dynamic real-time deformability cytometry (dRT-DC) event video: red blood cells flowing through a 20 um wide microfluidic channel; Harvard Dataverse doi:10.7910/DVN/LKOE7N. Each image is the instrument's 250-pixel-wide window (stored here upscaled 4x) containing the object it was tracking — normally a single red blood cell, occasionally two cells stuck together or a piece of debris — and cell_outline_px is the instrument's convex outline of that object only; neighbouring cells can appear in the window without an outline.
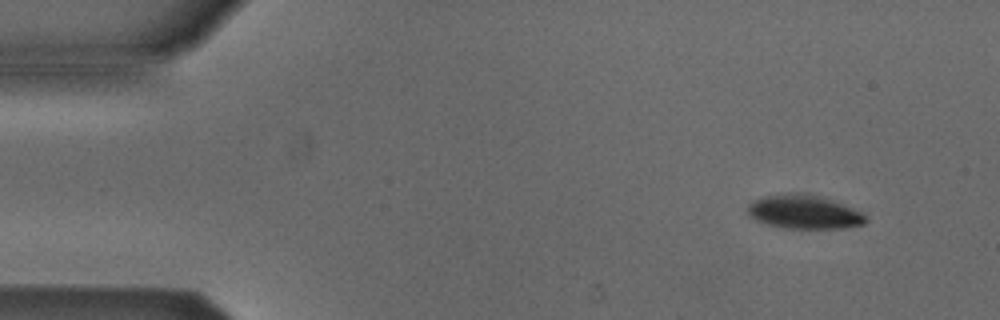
{"species": "Egyptian fruit bat (a non-hibernating species)", "species_latin": "Rousettus aegyptiacus", "temperature_condition": "cold", "stored_images_in_passage": 5, "camera_frame_rate_fps": 3000, "um_per_image_px": 0.085, "animal": {"sex": "male"}, "frame": {"image": 1, "passage_image": 1, "time_ms": 0.0, "image_size_px": [1000, 320], "cell_outline_px": [[868, 220], [864, 224], [844, 228], [788, 228], [768, 224], [756, 220], [748, 212], [748, 204], [752, 200], [764, 196], [784, 192], [796, 192], [816, 196], [832, 200], [852, 208], [860, 212]], "centroid_in_image_um": [68.32, 18.0], "position_along_channel_um": 16.7, "area_um2": 23.0}}
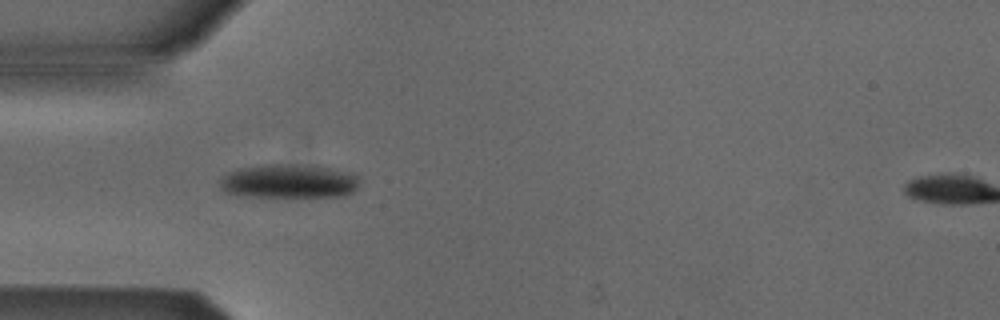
{"frame": {"image": 2, "passage_image": 4, "time_ms": 3.667, "image_size_px": [1000, 320], "cell_outline_px": [[360, 180], [356, 188], [352, 192], [344, 196], [244, 196], [224, 192], [220, 188], [220, 180], [228, 172], [240, 168], [264, 164], [292, 164], [332, 168], [352, 172]], "centroid_in_image_um": [24.55, 15.4], "position_along_channel_um": 60.4, "area_um2": 27.57}}
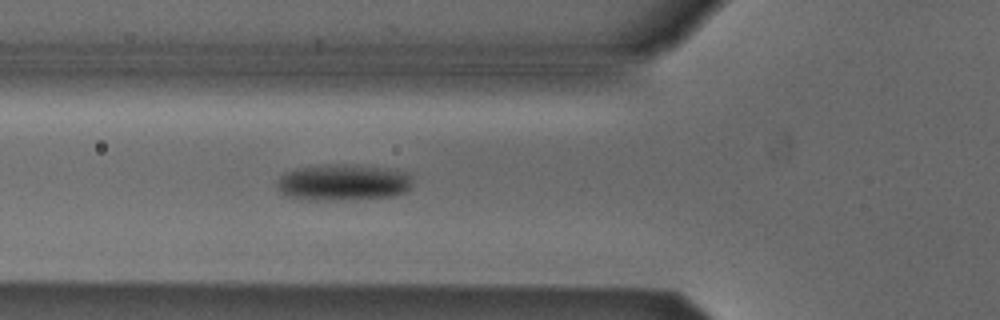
{"frame": {"image": 3, "passage_image": 5, "time_ms": 4.667, "image_size_px": [1000, 320], "cell_outline_px": [[408, 188], [404, 192], [392, 196], [316, 200], [308, 200], [288, 196], [280, 192], [276, 188], [276, 180], [280, 176], [296, 168], [324, 164], [348, 164], [380, 168], [408, 172]], "centroid_in_image_um": [29.04, 15.49], "position_along_channel_um": 96.8, "area_um2": 28.09}}